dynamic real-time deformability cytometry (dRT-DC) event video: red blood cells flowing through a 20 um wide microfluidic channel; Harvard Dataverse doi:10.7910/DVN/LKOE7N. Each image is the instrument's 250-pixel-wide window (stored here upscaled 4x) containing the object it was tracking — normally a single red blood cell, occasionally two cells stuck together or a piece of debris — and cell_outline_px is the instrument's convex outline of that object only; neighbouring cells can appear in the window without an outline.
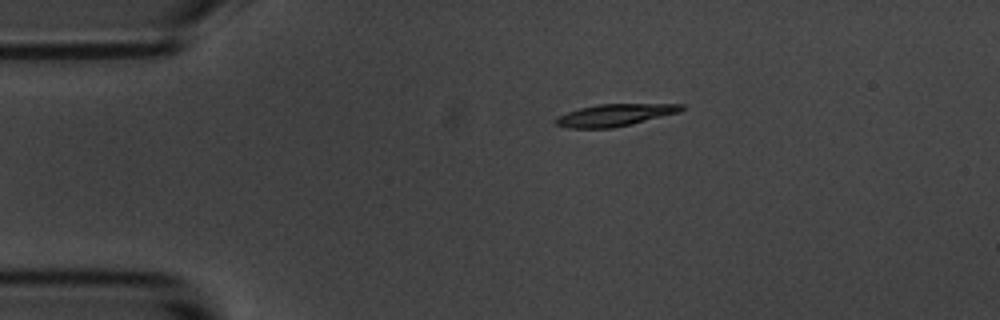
{"species": "common noctule bat (a hibernating species)", "species_latin": "Nyctalus noctula", "temperature_condition": "room temperature", "stored_images_in_passage": 5, "camera_frame_rate_fps": 3000, "um_per_image_px": 0.085, "animal": {"sex": "male", "body_mass_g": 20.1, "forearm_length_mm": 53.5}, "frame": {"image": 1, "passage_image": 5, "time_ms": 5.667, "image_size_px": [1000, 320], "cell_outline_px": [[684, 108], [680, 112], [632, 124], [612, 128], [568, 128], [556, 124], [556, 120], [560, 116], [568, 112], [580, 108], [596, 104], [684, 104]], "centroid_in_image_um": [52.3, 9.78], "position_along_channel_um": 32.7, "area_um2": 16.01}}